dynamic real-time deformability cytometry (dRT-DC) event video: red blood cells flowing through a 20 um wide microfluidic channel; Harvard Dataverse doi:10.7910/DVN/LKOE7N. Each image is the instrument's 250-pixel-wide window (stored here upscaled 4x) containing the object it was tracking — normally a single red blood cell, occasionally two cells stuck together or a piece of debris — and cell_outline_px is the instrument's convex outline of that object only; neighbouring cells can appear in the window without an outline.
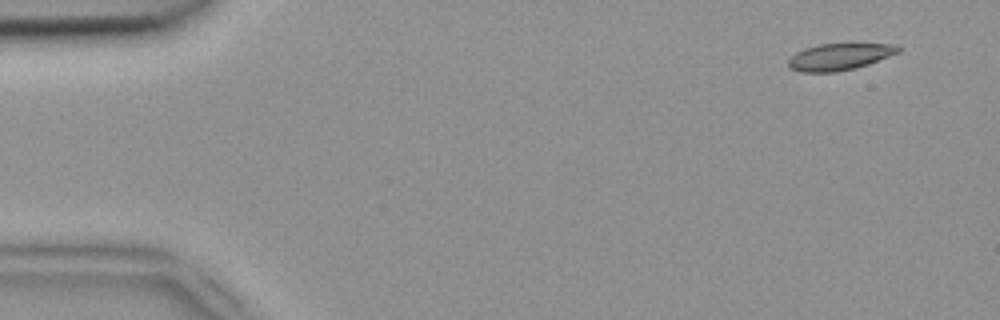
{"species": "common noctule bat (a hibernating species)", "species_latin": "Nyctalus noctula", "temperature_condition": "room temperature", "stored_images_in_passage": 3, "segment_of_instrument_passage": [2, 2], "camera_frame_rate_fps": 3000, "um_per_image_px": 0.085, "animal": {"sex": "female", "body_mass_g": 18.4}, "frame": {"image": 1, "passage_image": 3, "time_ms": 0.667, "image_size_px": [1000, 320], "cell_outline_px": [[900, 52], [868, 64], [856, 68], [836, 72], [800, 72], [788, 68], [788, 60], [796, 52], [804, 48], [816, 44], [896, 44], [900, 48]], "centroid_in_image_um": [71.32, 4.83], "position_along_channel_um": 13.7, "area_um2": 17.17}}